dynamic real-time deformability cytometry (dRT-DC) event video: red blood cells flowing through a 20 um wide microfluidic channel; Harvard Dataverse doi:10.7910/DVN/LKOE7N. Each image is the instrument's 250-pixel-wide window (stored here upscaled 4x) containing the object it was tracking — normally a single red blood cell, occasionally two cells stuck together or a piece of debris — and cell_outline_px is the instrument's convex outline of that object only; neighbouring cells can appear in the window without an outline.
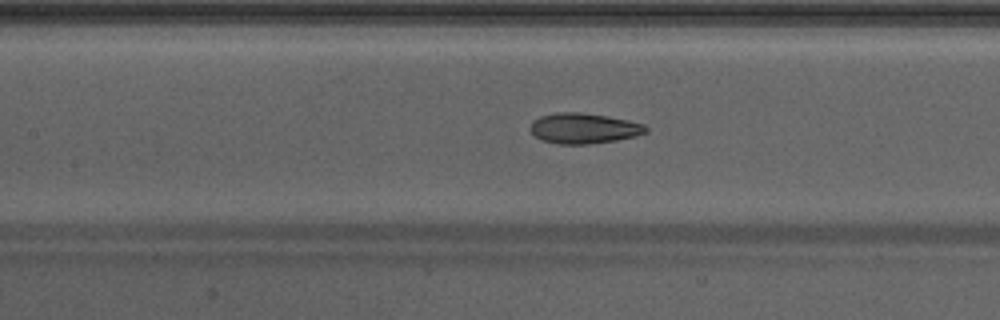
{"species": "Egyptian fruit bat (a non-hibernating species)", "species_latin": "Rousettus aegyptiacus", "temperature_condition": "warm", "stored_images_in_passage": 22, "camera_frame_rate_fps": 3000, "um_per_image_px": 0.085, "animal": {"sex": "male"}, "frame": {"image": 1, "passage_image": 15, "time_ms": 4.667, "image_size_px": [1000, 320], "cell_outline_px": [[648, 132], [636, 136], [616, 140], [588, 144], [560, 144], [544, 140], [536, 136], [532, 132], [532, 120], [540, 116], [556, 112], [580, 112], [628, 120], [644, 124], [648, 128]], "centroid_in_image_um": [49.65, 10.9], "position_along_channel_um": 157.7, "area_um2": 20.29}}
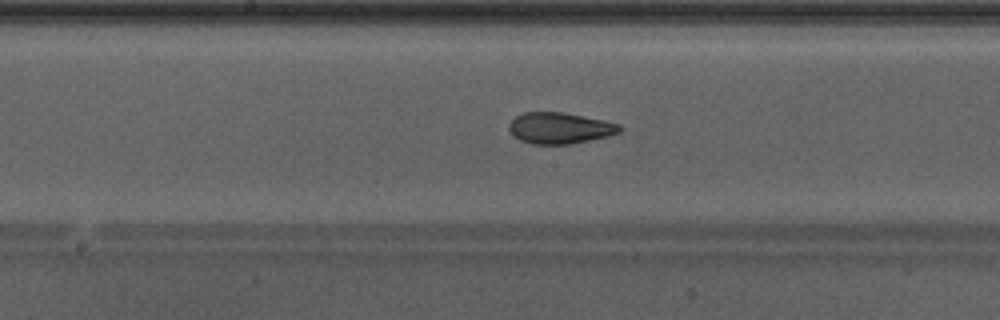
{"frame": {"image": 2, "passage_image": 18, "time_ms": 5.667, "image_size_px": [1000, 320], "cell_outline_px": [[620, 132], [608, 136], [572, 144], [532, 144], [520, 140], [508, 128], [508, 124], [516, 116], [524, 112], [564, 112], [604, 120], [620, 124]], "centroid_in_image_um": [47.59, 10.88], "position_along_channel_um": 200.6, "area_um2": 20.06}}